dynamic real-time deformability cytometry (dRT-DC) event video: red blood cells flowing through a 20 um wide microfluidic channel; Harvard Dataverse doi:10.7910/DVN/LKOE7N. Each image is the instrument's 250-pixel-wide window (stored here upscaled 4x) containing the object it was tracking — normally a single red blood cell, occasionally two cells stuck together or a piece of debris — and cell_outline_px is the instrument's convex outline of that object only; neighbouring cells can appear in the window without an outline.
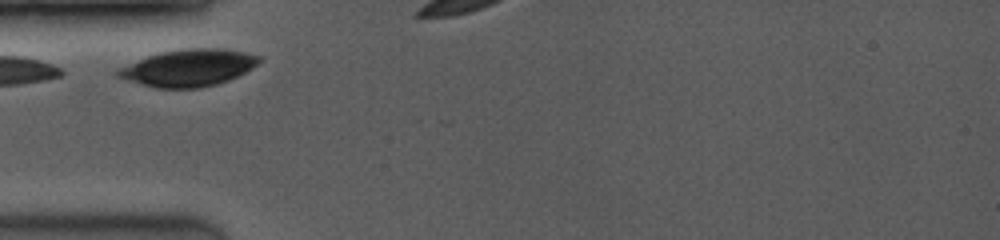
{"species": "common noctule bat (a hibernating species)", "species_latin": "Nyctalus noctula", "temperature_condition": "room temperature", "stored_images_in_passage": 8, "camera_frame_rate_fps": 3500, "um_per_image_px": 0.085, "animal": {"sex": "female", "body_mass_g": 19.0, "forearm_length_mm": 53.3}, "frame": {"image": 1, "passage_image": 1, "time_ms": 0.0, "image_size_px": [1000, 240], "cell_outline_px": [[264, 60], [252, 68], [228, 80], [216, 84], [200, 88], [156, 88], [124, 80], [116, 76], [112, 72], [116, 68], [148, 56], [160, 52], [184, 48], [220, 48], [244, 52], [260, 56]], "centroid_in_image_um": [15.97, 5.76], "position_along_channel_um": 69.0, "area_um2": 30.69}}